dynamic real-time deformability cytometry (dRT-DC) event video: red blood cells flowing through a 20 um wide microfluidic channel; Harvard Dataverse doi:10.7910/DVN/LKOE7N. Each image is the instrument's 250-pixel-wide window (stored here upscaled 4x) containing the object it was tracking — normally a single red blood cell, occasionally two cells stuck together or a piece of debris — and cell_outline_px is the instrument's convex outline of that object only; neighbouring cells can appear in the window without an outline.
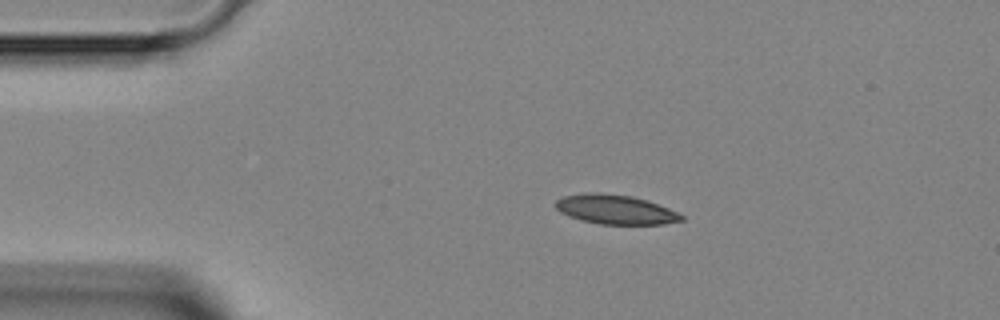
{"species": "Egyptian fruit bat (a non-hibernating species)", "species_latin": "Rousettus aegyptiacus", "temperature_condition": "room temperature", "stored_images_in_passage": 3, "camera_frame_rate_fps": 3000, "um_per_image_px": 0.085, "animal": {"sex": "female"}, "frame": {"image": 1, "passage_image": 2, "time_ms": 1.0, "image_size_px": [1000, 320], "cell_outline_px": [[684, 220], [664, 224], [600, 224], [580, 220], [568, 216], [560, 212], [552, 204], [556, 200], [564, 196], [588, 192], [600, 192], [632, 196], [648, 200], [668, 208], [684, 216]], "centroid_in_image_um": [52.28, 17.8], "position_along_channel_um": 32.7, "area_um2": 21.73}}